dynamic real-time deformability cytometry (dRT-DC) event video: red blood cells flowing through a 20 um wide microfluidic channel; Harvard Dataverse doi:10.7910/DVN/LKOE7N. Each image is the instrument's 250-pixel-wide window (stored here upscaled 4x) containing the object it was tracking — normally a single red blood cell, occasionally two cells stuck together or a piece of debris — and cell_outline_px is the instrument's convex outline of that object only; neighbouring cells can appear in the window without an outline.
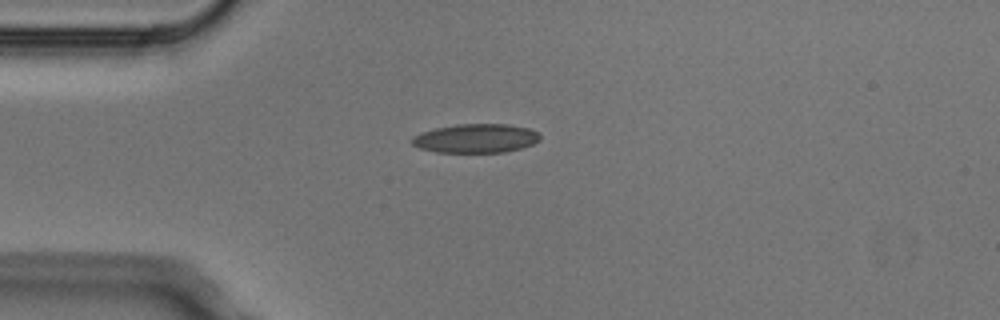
{"species": "Egyptian fruit bat (a non-hibernating species)", "species_latin": "Rousettus aegyptiacus", "temperature_condition": "cold", "stored_images_in_passage": 1, "camera_frame_rate_fps": 3000, "um_per_image_px": 0.085, "animal": {"sex": "male"}, "frame": {"image": 1, "passage_image": 1, "time_ms": 0.0, "image_size_px": [1000, 320], "cell_outline_px": [[540, 140], [532, 144], [520, 148], [504, 152], [436, 152], [420, 148], [412, 144], [412, 136], [420, 132], [436, 128], [456, 124], [508, 124], [528, 128], [536, 132], [540, 136]], "centroid_in_image_um": [40.42, 11.75], "position_along_channel_um": 44.6, "area_um2": 21.5}}